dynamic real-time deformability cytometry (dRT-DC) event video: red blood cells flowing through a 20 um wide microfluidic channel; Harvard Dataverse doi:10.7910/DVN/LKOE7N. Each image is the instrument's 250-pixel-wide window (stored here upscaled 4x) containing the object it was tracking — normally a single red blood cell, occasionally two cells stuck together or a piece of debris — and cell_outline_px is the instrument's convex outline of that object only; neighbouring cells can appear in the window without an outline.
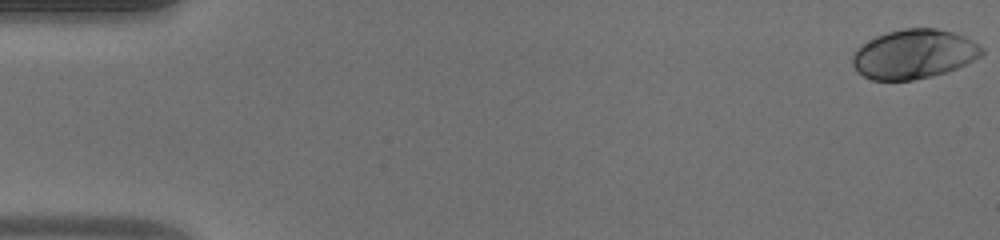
{"species": "human", "species_latin": "Homo sapiens", "temperature_condition": "warm", "stored_images_in_passage": 49, "camera_frame_rate_fps": 3000, "um_per_image_px": 0.085, "donor": {"sex": "male"}, "frame": {"image": 1, "passage_image": 1, "time_ms": 0.0, "image_size_px": [1000, 240], "cell_outline_px": [[984, 52], [980, 56], [956, 68], [932, 76], [912, 80], [872, 80], [856, 72], [852, 64], [852, 52], [860, 44], [876, 36], [888, 32], [904, 28], [936, 28], [956, 32], [972, 40], [984, 48]], "centroid_in_image_um": [77.64, 4.59], "position_along_channel_um": 7.4, "area_um2": 37.34}}
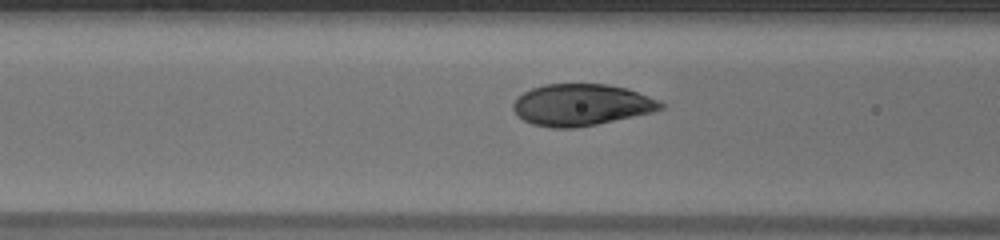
{"frame": {"image": 2, "passage_image": 20, "time_ms": 6.333, "image_size_px": [1000, 240], "cell_outline_px": [[664, 108], [652, 112], [596, 124], [576, 128], [552, 128], [532, 124], [524, 120], [512, 108], [512, 104], [516, 96], [532, 88], [544, 84], [608, 84], [628, 88], [660, 100], [664, 104]], "centroid_in_image_um": [49.42, 8.9], "position_along_channel_um": 117.2, "area_um2": 35.89}}
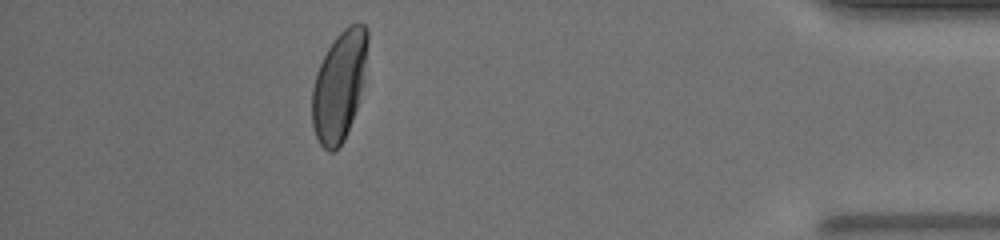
{"frame": {"image": 3, "passage_image": 44, "time_ms": 14.333, "image_size_px": [1000, 240], "cell_outline_px": [[368, 40], [364, 84], [356, 108], [344, 140], [332, 152], [328, 152], [320, 144], [316, 136], [312, 124], [312, 88], [316, 72], [328, 48], [336, 36], [348, 24], [364, 24], [368, 28]], "centroid_in_image_um": [28.84, 7.27], "position_along_channel_um": 406.4, "area_um2": 35.43}, "authors_computed_cell_mechanics": {"area_um2": 36.7608, "velocity_mm_per_s": 4.225, "shape_relaxation_time_tau1_ms": 2.8548, "shape_relaxation_time_tau2_ms": null, "deformation_change_tau1": 0.1964, "deformation_change_tau2": null}}